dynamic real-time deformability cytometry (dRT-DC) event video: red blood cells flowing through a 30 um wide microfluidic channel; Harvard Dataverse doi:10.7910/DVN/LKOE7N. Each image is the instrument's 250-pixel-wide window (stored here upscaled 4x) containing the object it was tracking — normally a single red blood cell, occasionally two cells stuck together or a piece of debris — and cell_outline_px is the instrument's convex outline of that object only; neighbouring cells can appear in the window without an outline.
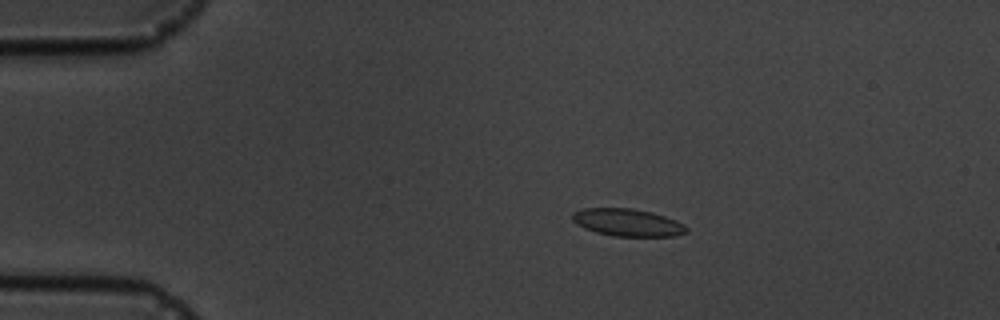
{"species": "common noctule bat (a hibernating species)", "species_latin": "Nyctalus noctula", "temperature_condition": "cold", "stored_images_in_passage": 11, "camera_frame_rate_fps": 3000, "um_per_image_px": 0.085, "animal": {"sex": "male", "body_mass_g": 19.5, "forearm_length_mm": 54.6}, "frame": {"image": 1, "passage_image": 3, "time_ms": 2.333, "image_size_px": [1000, 320], "cell_outline_px": [[688, 232], [672, 236], [612, 236], [596, 232], [584, 228], [576, 224], [572, 220], [572, 212], [584, 208], [632, 208], [652, 212], [676, 220], [684, 224], [688, 228]], "centroid_in_image_um": [53.33, 18.91], "position_along_channel_um": 31.7, "area_um2": 18.32}}
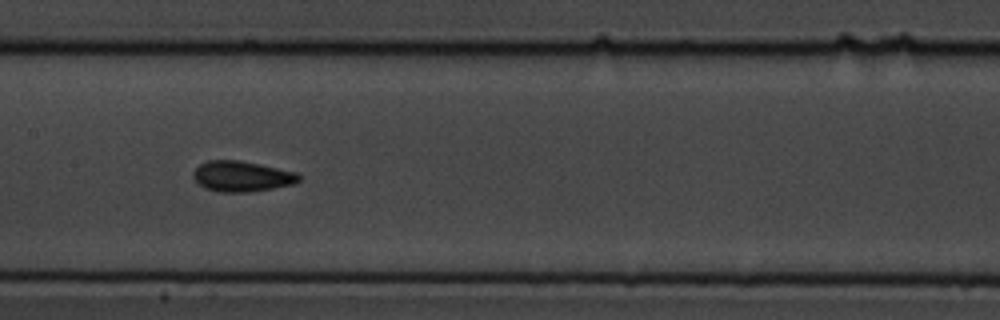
{"frame": {"image": 2, "passage_image": 8, "time_ms": 8.0, "image_size_px": [1000, 320], "cell_outline_px": [[300, 180], [292, 184], [272, 188], [248, 192], [220, 192], [204, 188], [192, 176], [192, 172], [200, 164], [208, 160], [240, 160], [260, 164], [296, 172], [300, 176]], "centroid_in_image_um": [20.53, 14.98], "position_along_channel_um": 186.9, "area_um2": 18.73}}
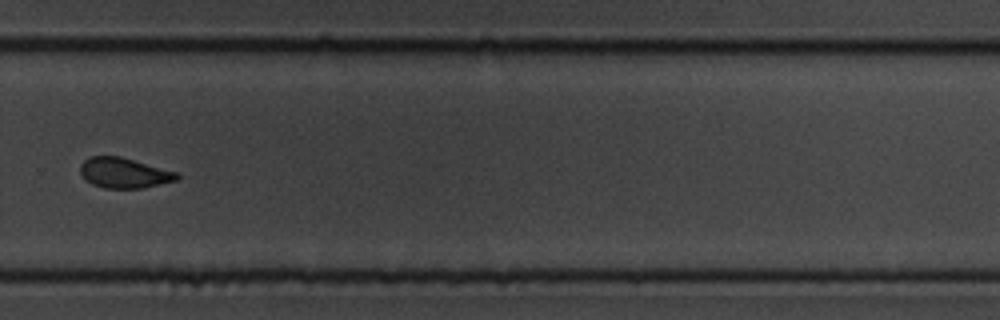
{"frame": {"image": 3, "passage_image": 11, "time_ms": 11.667, "image_size_px": [1000, 320], "cell_outline_px": [[180, 176], [176, 180], [144, 188], [104, 188], [92, 184], [84, 180], [80, 172], [80, 164], [88, 156], [120, 156], [176, 172]], "centroid_in_image_um": [10.49, 14.7], "position_along_channel_um": 319.3, "area_um2": 17.05}}